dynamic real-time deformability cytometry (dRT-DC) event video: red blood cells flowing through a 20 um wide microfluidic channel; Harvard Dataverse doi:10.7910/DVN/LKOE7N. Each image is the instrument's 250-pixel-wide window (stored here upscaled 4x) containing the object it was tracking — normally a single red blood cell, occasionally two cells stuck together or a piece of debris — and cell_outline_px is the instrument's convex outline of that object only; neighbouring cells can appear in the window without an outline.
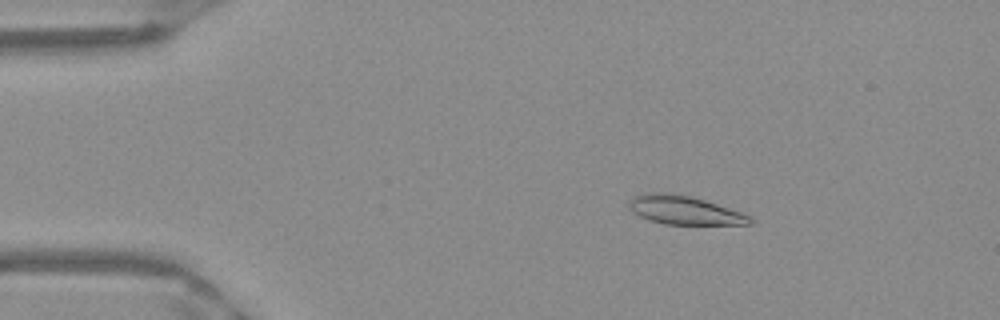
{"species": "Egyptian fruit bat (a non-hibernating species)", "species_latin": "Rousettus aegyptiacus", "temperature_condition": "warm", "stored_images_in_passage": 52, "camera_frame_rate_fps": 3000, "um_per_image_px": 0.085, "frame": {"image": 1, "passage_image": 9, "time_ms": 2.667, "image_size_px": [1000, 320], "cell_outline_px": [[756, 220], [752, 224], [664, 224], [648, 220], [632, 212], [628, 208], [628, 200], [644, 192], [664, 192], [692, 196], [744, 212], [752, 216]], "centroid_in_image_um": [58.2, 17.86], "position_along_channel_um": 26.8, "area_um2": 20.58}}
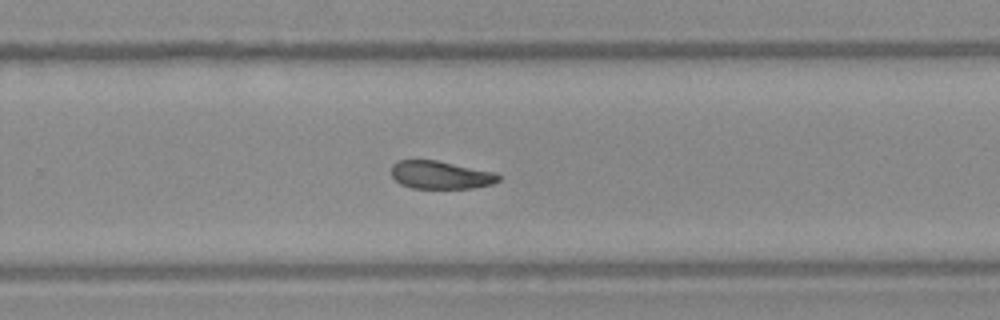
{"frame": {"image": 2, "passage_image": 34, "time_ms": 11.0, "image_size_px": [1000, 320], "cell_outline_px": [[500, 180], [492, 184], [472, 188], [412, 188], [400, 184], [392, 176], [392, 164], [396, 160], [436, 160], [496, 172], [500, 176]], "centroid_in_image_um": [37.45, 14.86], "position_along_channel_um": 292.3, "area_um2": 17.51}}
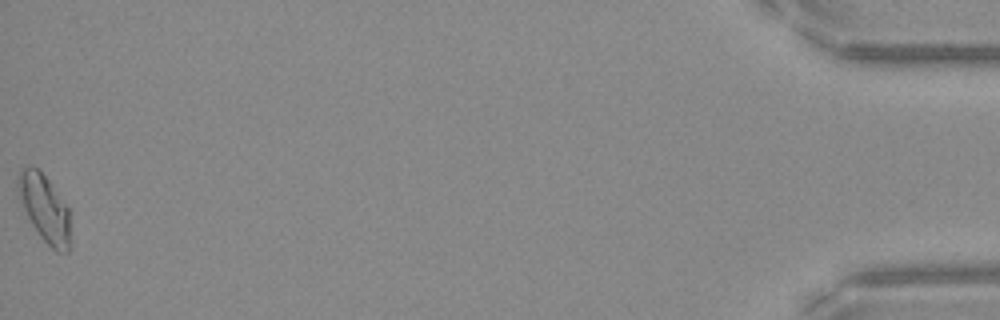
{"frame": {"image": 3, "passage_image": 52, "time_ms": 17.0, "image_size_px": [1000, 320], "cell_outline_px": [[72, 248], [68, 252], [56, 252], [40, 236], [32, 224], [16, 192], [16, 176], [20, 168], [28, 164], [36, 168], [48, 180], [68, 208], [72, 244]], "centroid_in_image_um": [3.78, 17.71], "position_along_channel_um": 431.4, "area_um2": 20.81}, "authors_computed_cell_mechanics": {"area_um2": 19.0451, "velocity_mm_per_s": 3.9623, "shape_relaxation_time_tau1_ms": null, "shape_relaxation_time_tau2_ms": 4.9965, "deformation_change_tau1": null, "deformation_change_tau2": 0.1096}}